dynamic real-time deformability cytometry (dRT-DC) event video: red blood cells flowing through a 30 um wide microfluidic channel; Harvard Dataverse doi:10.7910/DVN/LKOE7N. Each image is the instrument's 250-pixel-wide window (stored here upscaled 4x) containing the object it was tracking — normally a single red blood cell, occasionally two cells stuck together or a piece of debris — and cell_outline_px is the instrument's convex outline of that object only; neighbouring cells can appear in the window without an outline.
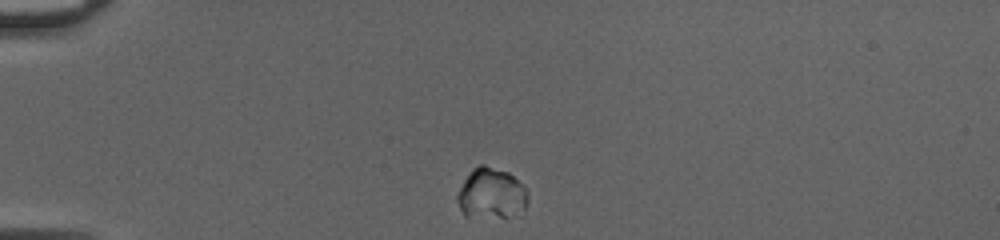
{"species": "common noctule bat (a hibernating species)", "species_latin": "Nyctalus noctula", "temperature_condition": "cold", "stored_images_in_passage": 40, "camera_frame_rate_fps": 3000, "um_per_image_px": 0.085, "animal": {"sex": "female", "body_mass_g": 20.0, "forearm_length_mm": 54.0}, "frame": {"image": 1, "passage_image": 2, "time_ms": 0.333, "image_size_px": [1000, 240], "cell_outline_px": [[528, 200], [524, 208], [468, 216], [464, 216], [456, 200], [456, 196], [464, 180], [472, 168], [480, 164], [484, 164], [508, 172], [528, 192]], "centroid_in_image_um": [41.67, 16.31], "position_along_channel_um": 43.3, "area_um2": 19.25}}
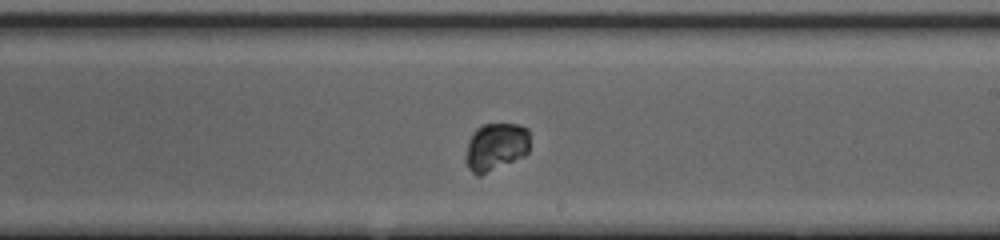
{"frame": {"image": 2, "passage_image": 20, "time_ms": 6.333, "image_size_px": [1000, 240], "cell_outline_px": [[528, 152], [524, 156], [480, 176], [476, 176], [468, 168], [464, 160], [468, 140], [472, 132], [476, 128], [484, 124], [520, 124], [528, 128]], "centroid_in_image_um": [42.11, 12.48], "position_along_channel_um": 246.9, "area_um2": 18.15}}
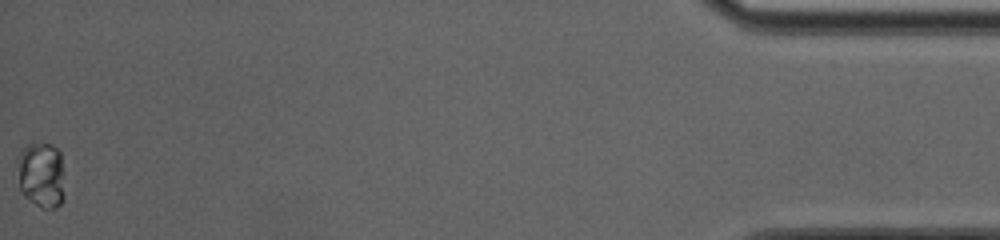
{"frame": {"image": 3, "passage_image": 40, "time_ms": 13.0, "image_size_px": [1000, 240], "cell_outline_px": [[64, 200], [56, 208], [40, 208], [24, 196], [20, 192], [16, 160], [20, 148], [32, 140], [52, 144], [60, 152], [64, 196]], "centroid_in_image_um": [3.46, 14.81], "position_along_channel_um": 431.7, "area_um2": 18.84}, "authors_computed_cell_mechanics": {"area_um2": 16.9932, "velocity_mm_per_s": 4.0615, "shape_relaxation_time_tau1_ms": 1.8143, "shape_relaxation_time_tau2_ms": null, "deformation_change_tau1": 0.0188, "deformation_change_tau2": null}}